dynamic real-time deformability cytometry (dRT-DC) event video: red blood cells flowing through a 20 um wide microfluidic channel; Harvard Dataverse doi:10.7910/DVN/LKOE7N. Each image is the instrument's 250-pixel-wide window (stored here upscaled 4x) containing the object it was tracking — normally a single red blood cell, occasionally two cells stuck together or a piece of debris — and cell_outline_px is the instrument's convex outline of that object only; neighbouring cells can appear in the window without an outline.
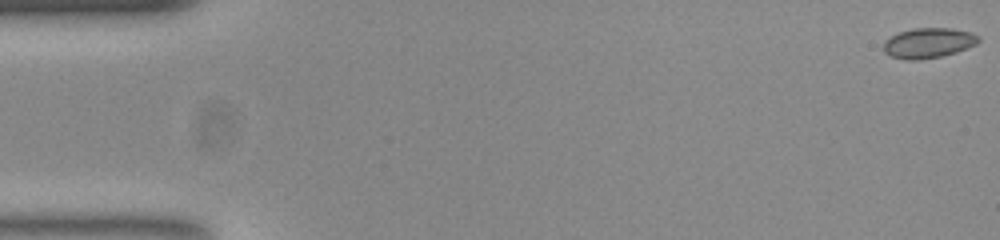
{"species": "common noctule bat (a hibernating species)", "species_latin": "Nyctalus noctula", "temperature_condition": "room temperature", "stored_images_in_passage": 53, "camera_frame_rate_fps": 3000, "um_per_image_px": 0.085, "animal": {"sex": "female", "body_mass_g": 23.0, "forearm_length_mm": 53.4}, "frame": {"image": 1, "passage_image": 1, "time_ms": 0.0, "image_size_px": [1000, 240], "cell_outline_px": [[980, 40], [976, 44], [956, 52], [940, 56], [916, 60], [908, 60], [892, 56], [884, 52], [884, 40], [900, 32], [912, 28], [952, 28], [972, 32], [980, 36]], "centroid_in_image_um": [78.94, 3.64], "position_along_channel_um": 6.1, "area_um2": 16.59}}
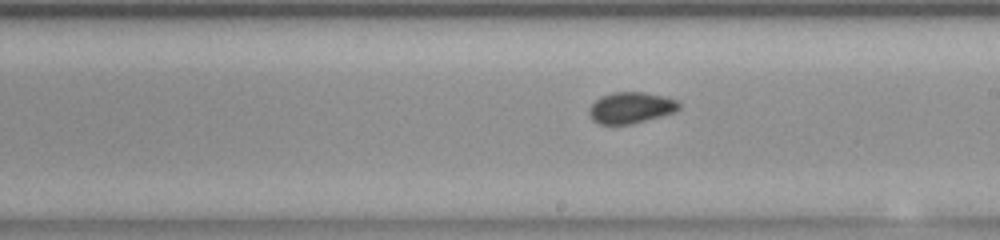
{"frame": {"image": 2, "passage_image": 30, "time_ms": 9.667, "image_size_px": [1000, 240], "cell_outline_px": [[680, 108], [676, 112], [632, 124], [600, 124], [592, 120], [588, 112], [588, 108], [600, 96], [612, 92], [644, 92], [664, 96], [676, 100], [680, 104]], "centroid_in_image_um": [53.62, 9.15], "position_along_channel_um": 235.4, "area_um2": 16.47}}
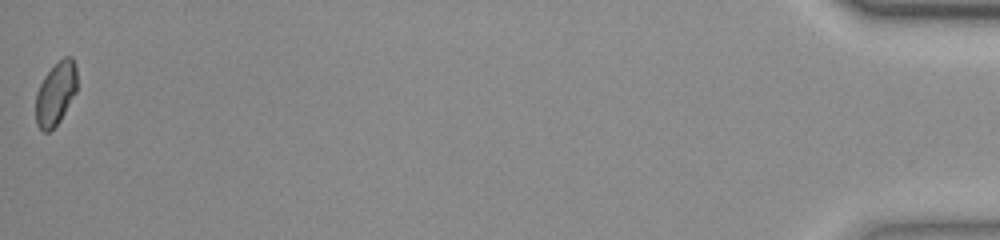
{"frame": {"image": 3, "passage_image": 53, "time_ms": 17.333, "image_size_px": [1000, 240], "cell_outline_px": [[76, 92], [60, 120], [48, 132], [44, 132], [36, 124], [36, 92], [44, 76], [64, 56], [72, 56], [76, 64]], "centroid_in_image_um": [4.74, 7.94], "position_along_channel_um": 430.5, "area_um2": 15.03}, "authors_computed_cell_mechanics": {"area_um2": 16.2418, "velocity_mm_per_s": 3.8776, "shape_relaxation_time_tau1_ms": 4.9173, "shape_relaxation_time_tau2_ms": 1.3902, "deformation_change_tau1": 0.0798, "deformation_change_tau2": 0.0282}}